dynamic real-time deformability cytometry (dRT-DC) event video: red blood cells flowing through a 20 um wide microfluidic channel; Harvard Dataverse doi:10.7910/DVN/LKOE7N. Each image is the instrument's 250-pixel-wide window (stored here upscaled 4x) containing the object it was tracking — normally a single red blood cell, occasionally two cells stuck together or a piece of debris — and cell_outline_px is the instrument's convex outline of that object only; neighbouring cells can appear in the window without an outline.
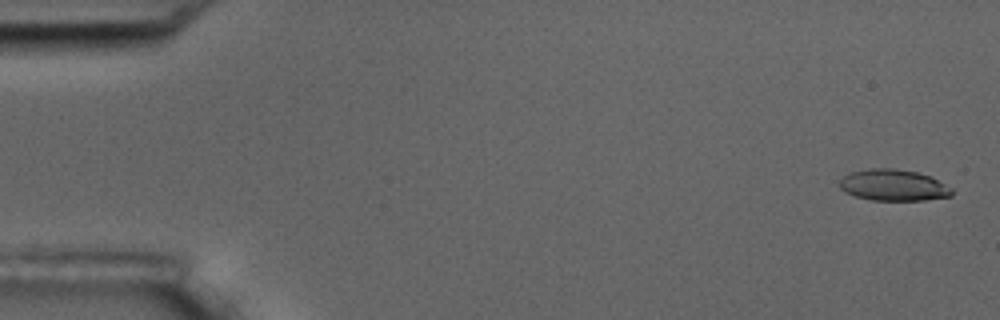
{"species": "common noctule bat (a hibernating species)", "species_latin": "Nyctalus noctula", "temperature_condition": "room temperature", "stored_images_in_passage": 11, "camera_frame_rate_fps": 3000, "um_per_image_px": 0.085, "animal": {"sex": "male", "body_mass_g": 17.5, "forearm_length_mm": 52.3}, "frame": {"image": 1, "passage_image": 1, "time_ms": 0.0, "image_size_px": [1000, 320], "cell_outline_px": [[952, 196], [924, 200], [872, 200], [856, 196], [844, 192], [840, 188], [840, 180], [844, 176], [852, 172], [868, 168], [892, 168], [916, 172], [932, 176], [952, 188]], "centroid_in_image_um": [75.95, 15.74], "position_along_channel_um": 9.0, "area_um2": 20.52}}
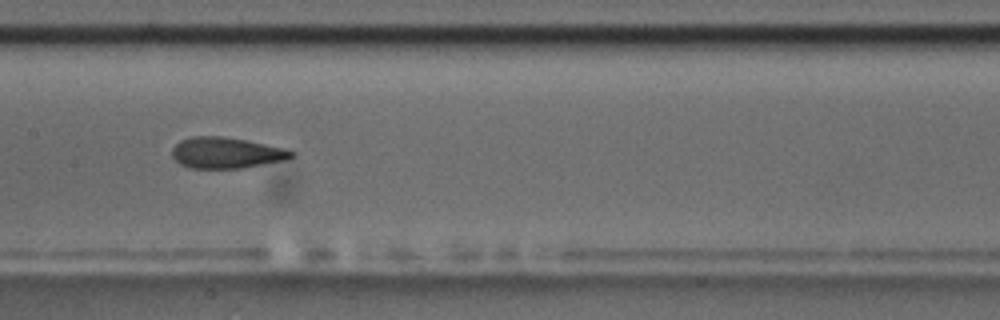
{"frame": {"image": 2, "passage_image": 9, "time_ms": 9.0, "image_size_px": [1000, 320], "cell_outline_px": [[296, 156], [288, 160], [244, 168], [192, 168], [180, 164], [172, 156], [172, 148], [180, 140], [192, 136], [220, 136], [244, 140], [284, 148], [296, 152]], "centroid_in_image_um": [19.27, 13.0], "position_along_channel_um": 188.1, "area_um2": 21.68}}
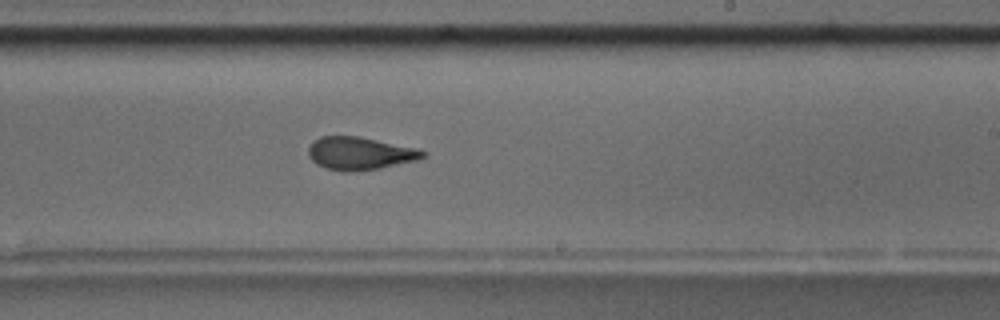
{"frame": {"image": 3, "passage_image": 11, "time_ms": 11.0, "image_size_px": [1000, 320], "cell_outline_px": [[424, 156], [420, 160], [380, 168], [352, 172], [344, 172], [328, 168], [316, 164], [308, 156], [308, 148], [312, 140], [320, 136], [360, 136], [416, 148], [424, 152]], "centroid_in_image_um": [30.56, 13.03], "position_along_channel_um": 258.4, "area_um2": 22.02}}